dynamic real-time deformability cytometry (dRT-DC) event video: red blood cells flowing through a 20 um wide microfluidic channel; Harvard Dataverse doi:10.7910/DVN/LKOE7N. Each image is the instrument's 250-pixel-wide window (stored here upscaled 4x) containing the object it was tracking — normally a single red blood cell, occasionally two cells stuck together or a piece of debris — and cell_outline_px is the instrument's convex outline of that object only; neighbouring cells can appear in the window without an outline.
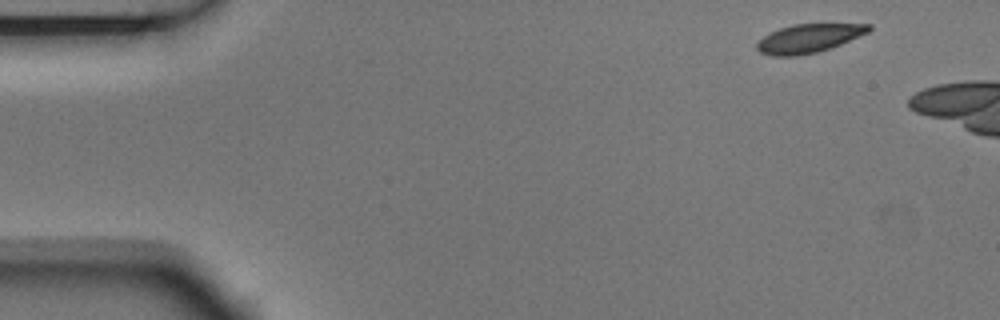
{"species": "Egyptian fruit bat (a non-hibernating species)", "species_latin": "Rousettus aegyptiacus", "temperature_condition": "room temperature", "stored_images_in_passage": 3, "camera_frame_rate_fps": 3000, "um_per_image_px": 0.085, "animal": {"sex": "male"}, "frame": {"image": 1, "passage_image": 1, "time_ms": 0.0, "image_size_px": [1000, 320], "cell_outline_px": [[872, 28], [868, 32], [840, 44], [816, 52], [796, 56], [772, 56], [760, 52], [756, 48], [756, 44], [764, 36], [780, 28], [792, 24], [872, 24]], "centroid_in_image_um": [68.73, 3.26], "position_along_channel_um": 16.3, "area_um2": 18.38}}